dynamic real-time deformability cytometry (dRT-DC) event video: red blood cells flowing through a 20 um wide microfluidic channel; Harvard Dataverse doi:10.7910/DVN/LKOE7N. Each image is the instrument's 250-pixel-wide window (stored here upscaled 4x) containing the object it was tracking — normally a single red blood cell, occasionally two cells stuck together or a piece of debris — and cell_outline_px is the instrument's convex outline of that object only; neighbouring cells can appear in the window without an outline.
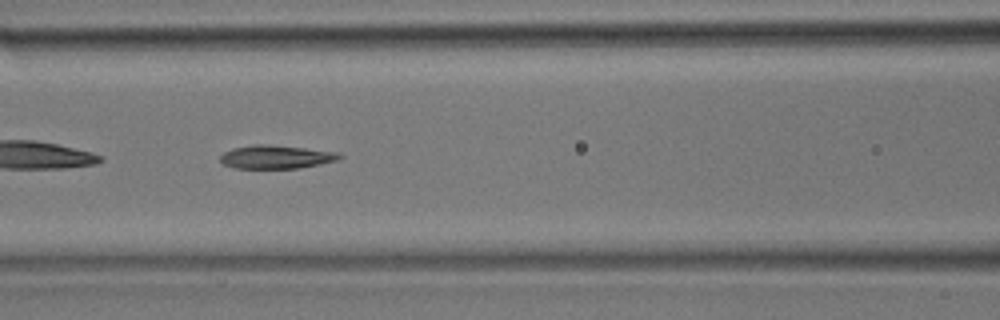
{"species": "common noctule bat (a hibernating species)", "species_latin": "Nyctalus noctula", "temperature_condition": "room temperature", "stored_images_in_passage": 30, "camera_frame_rate_fps": 3000, "um_per_image_px": 0.085, "animal": {"sex": "male", "body_mass_g": 17.9}, "frame": {"image": 1, "passage_image": 9, "time_ms": 2.667, "image_size_px": [1000, 320], "cell_outline_px": [[344, 156], [340, 160], [300, 168], [236, 168], [224, 164], [220, 160], [220, 156], [224, 152], [232, 148], [256, 144], [268, 144], [340, 152]], "centroid_in_image_um": [23.52, 13.33], "position_along_channel_um": 143.1, "area_um2": 16.36}}